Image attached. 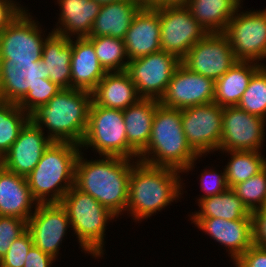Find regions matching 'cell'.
<instances>
[{"mask_svg":"<svg viewBox=\"0 0 266 267\" xmlns=\"http://www.w3.org/2000/svg\"><path fill=\"white\" fill-rule=\"evenodd\" d=\"M104 157L102 160L85 161L79 153L74 186L94 197L118 216L127 207L129 178L133 165L127 158Z\"/></svg>","mask_w":266,"mask_h":267,"instance_id":"1","label":"cell"},{"mask_svg":"<svg viewBox=\"0 0 266 267\" xmlns=\"http://www.w3.org/2000/svg\"><path fill=\"white\" fill-rule=\"evenodd\" d=\"M153 153L154 157L150 158ZM197 157L200 156L187 142L182 128L181 110L159 104L153 117L150 140L138 160L147 165L184 172L193 168Z\"/></svg>","mask_w":266,"mask_h":267,"instance_id":"2","label":"cell"},{"mask_svg":"<svg viewBox=\"0 0 266 267\" xmlns=\"http://www.w3.org/2000/svg\"><path fill=\"white\" fill-rule=\"evenodd\" d=\"M92 93L80 89H62L46 105L30 114V120L50 131L54 142H71L80 146L88 124Z\"/></svg>","mask_w":266,"mask_h":267,"instance_id":"3","label":"cell"},{"mask_svg":"<svg viewBox=\"0 0 266 267\" xmlns=\"http://www.w3.org/2000/svg\"><path fill=\"white\" fill-rule=\"evenodd\" d=\"M129 178L127 211L137 219L148 218L181 195L178 173L167 167L147 165L137 161Z\"/></svg>","mask_w":266,"mask_h":267,"instance_id":"4","label":"cell"},{"mask_svg":"<svg viewBox=\"0 0 266 267\" xmlns=\"http://www.w3.org/2000/svg\"><path fill=\"white\" fill-rule=\"evenodd\" d=\"M80 147L71 142L53 141L45 150L36 167L26 176L37 204L61 203L66 192L74 186ZM49 193H52L51 198L47 199Z\"/></svg>","mask_w":266,"mask_h":267,"instance_id":"5","label":"cell"},{"mask_svg":"<svg viewBox=\"0 0 266 267\" xmlns=\"http://www.w3.org/2000/svg\"><path fill=\"white\" fill-rule=\"evenodd\" d=\"M61 205L67 211L70 225L83 250L96 257L103 254L105 227L107 221L116 215L75 186L66 192Z\"/></svg>","mask_w":266,"mask_h":267,"instance_id":"6","label":"cell"},{"mask_svg":"<svg viewBox=\"0 0 266 267\" xmlns=\"http://www.w3.org/2000/svg\"><path fill=\"white\" fill-rule=\"evenodd\" d=\"M95 148L100 156L128 159V142L123 110L98 106L93 100L89 108L88 124L82 147Z\"/></svg>","mask_w":266,"mask_h":267,"instance_id":"7","label":"cell"},{"mask_svg":"<svg viewBox=\"0 0 266 267\" xmlns=\"http://www.w3.org/2000/svg\"><path fill=\"white\" fill-rule=\"evenodd\" d=\"M158 14L161 51L172 53L180 60L207 34L185 5L158 6Z\"/></svg>","mask_w":266,"mask_h":267,"instance_id":"8","label":"cell"},{"mask_svg":"<svg viewBox=\"0 0 266 267\" xmlns=\"http://www.w3.org/2000/svg\"><path fill=\"white\" fill-rule=\"evenodd\" d=\"M236 14L223 34L227 37L237 61L255 62L266 57V9ZM237 15V16H236Z\"/></svg>","mask_w":266,"mask_h":267,"instance_id":"9","label":"cell"},{"mask_svg":"<svg viewBox=\"0 0 266 267\" xmlns=\"http://www.w3.org/2000/svg\"><path fill=\"white\" fill-rule=\"evenodd\" d=\"M180 64L176 55L158 51L130 60L126 72L141 98L160 100Z\"/></svg>","mask_w":266,"mask_h":267,"instance_id":"10","label":"cell"},{"mask_svg":"<svg viewBox=\"0 0 266 267\" xmlns=\"http://www.w3.org/2000/svg\"><path fill=\"white\" fill-rule=\"evenodd\" d=\"M222 112L223 107L215 102L181 109V123L187 142L200 157L219 149Z\"/></svg>","mask_w":266,"mask_h":267,"instance_id":"11","label":"cell"},{"mask_svg":"<svg viewBox=\"0 0 266 267\" xmlns=\"http://www.w3.org/2000/svg\"><path fill=\"white\" fill-rule=\"evenodd\" d=\"M237 62L227 37L223 33H207L181 59L189 71L216 81Z\"/></svg>","mask_w":266,"mask_h":267,"instance_id":"12","label":"cell"},{"mask_svg":"<svg viewBox=\"0 0 266 267\" xmlns=\"http://www.w3.org/2000/svg\"><path fill=\"white\" fill-rule=\"evenodd\" d=\"M265 121L237 106L223 107L222 138L219 150L259 151L264 139Z\"/></svg>","mask_w":266,"mask_h":267,"instance_id":"13","label":"cell"},{"mask_svg":"<svg viewBox=\"0 0 266 267\" xmlns=\"http://www.w3.org/2000/svg\"><path fill=\"white\" fill-rule=\"evenodd\" d=\"M23 10L0 31V59L39 61L45 40L35 21ZM40 32V33H39Z\"/></svg>","mask_w":266,"mask_h":267,"instance_id":"14","label":"cell"},{"mask_svg":"<svg viewBox=\"0 0 266 267\" xmlns=\"http://www.w3.org/2000/svg\"><path fill=\"white\" fill-rule=\"evenodd\" d=\"M215 81L189 71L180 64L159 103L168 108L185 109L213 102Z\"/></svg>","mask_w":266,"mask_h":267,"instance_id":"15","label":"cell"},{"mask_svg":"<svg viewBox=\"0 0 266 267\" xmlns=\"http://www.w3.org/2000/svg\"><path fill=\"white\" fill-rule=\"evenodd\" d=\"M69 225L67 211L61 203L36 204L27 221V230L31 233L33 245L56 259Z\"/></svg>","mask_w":266,"mask_h":267,"instance_id":"16","label":"cell"},{"mask_svg":"<svg viewBox=\"0 0 266 267\" xmlns=\"http://www.w3.org/2000/svg\"><path fill=\"white\" fill-rule=\"evenodd\" d=\"M46 79L45 62L0 59V101L19 103L32 87Z\"/></svg>","mask_w":266,"mask_h":267,"instance_id":"17","label":"cell"},{"mask_svg":"<svg viewBox=\"0 0 266 267\" xmlns=\"http://www.w3.org/2000/svg\"><path fill=\"white\" fill-rule=\"evenodd\" d=\"M43 135V129L29 120L10 150L1 159V165L8 171L26 177L36 167L45 150L53 142L49 137Z\"/></svg>","mask_w":266,"mask_h":267,"instance_id":"18","label":"cell"},{"mask_svg":"<svg viewBox=\"0 0 266 267\" xmlns=\"http://www.w3.org/2000/svg\"><path fill=\"white\" fill-rule=\"evenodd\" d=\"M127 61L161 51L158 6H142L126 32Z\"/></svg>","mask_w":266,"mask_h":267,"instance_id":"19","label":"cell"},{"mask_svg":"<svg viewBox=\"0 0 266 267\" xmlns=\"http://www.w3.org/2000/svg\"><path fill=\"white\" fill-rule=\"evenodd\" d=\"M198 228L226 246L236 261L253 245V218L226 220L222 218H191Z\"/></svg>","mask_w":266,"mask_h":267,"instance_id":"20","label":"cell"},{"mask_svg":"<svg viewBox=\"0 0 266 267\" xmlns=\"http://www.w3.org/2000/svg\"><path fill=\"white\" fill-rule=\"evenodd\" d=\"M159 100L141 98L123 110L128 142V159L139 158L146 149L151 136L152 121Z\"/></svg>","mask_w":266,"mask_h":267,"instance_id":"21","label":"cell"},{"mask_svg":"<svg viewBox=\"0 0 266 267\" xmlns=\"http://www.w3.org/2000/svg\"><path fill=\"white\" fill-rule=\"evenodd\" d=\"M76 39V42L72 41L71 88L92 93L107 72L101 66L92 42L87 37Z\"/></svg>","mask_w":266,"mask_h":267,"instance_id":"22","label":"cell"},{"mask_svg":"<svg viewBox=\"0 0 266 267\" xmlns=\"http://www.w3.org/2000/svg\"><path fill=\"white\" fill-rule=\"evenodd\" d=\"M37 204L30 192L26 177L0 166V216H12L26 221L31 215L32 203Z\"/></svg>","mask_w":266,"mask_h":267,"instance_id":"23","label":"cell"},{"mask_svg":"<svg viewBox=\"0 0 266 267\" xmlns=\"http://www.w3.org/2000/svg\"><path fill=\"white\" fill-rule=\"evenodd\" d=\"M141 99L126 71L107 72L92 92V100L101 107L125 110Z\"/></svg>","mask_w":266,"mask_h":267,"instance_id":"24","label":"cell"},{"mask_svg":"<svg viewBox=\"0 0 266 267\" xmlns=\"http://www.w3.org/2000/svg\"><path fill=\"white\" fill-rule=\"evenodd\" d=\"M142 6L137 0L103 4L87 37L110 36L124 39L134 16Z\"/></svg>","mask_w":266,"mask_h":267,"instance_id":"25","label":"cell"},{"mask_svg":"<svg viewBox=\"0 0 266 267\" xmlns=\"http://www.w3.org/2000/svg\"><path fill=\"white\" fill-rule=\"evenodd\" d=\"M72 40L50 33L45 39L41 60L45 62L46 79L62 89L71 88Z\"/></svg>","mask_w":266,"mask_h":267,"instance_id":"26","label":"cell"},{"mask_svg":"<svg viewBox=\"0 0 266 267\" xmlns=\"http://www.w3.org/2000/svg\"><path fill=\"white\" fill-rule=\"evenodd\" d=\"M58 2L62 7L58 23L61 20L60 25L63 29L59 26L51 32L68 38H71L72 34H77V37H87L102 5L94 0H58Z\"/></svg>","mask_w":266,"mask_h":267,"instance_id":"27","label":"cell"},{"mask_svg":"<svg viewBox=\"0 0 266 267\" xmlns=\"http://www.w3.org/2000/svg\"><path fill=\"white\" fill-rule=\"evenodd\" d=\"M252 63L237 61L221 78L217 79L213 102L221 107L237 106L252 75L262 66Z\"/></svg>","mask_w":266,"mask_h":267,"instance_id":"28","label":"cell"},{"mask_svg":"<svg viewBox=\"0 0 266 267\" xmlns=\"http://www.w3.org/2000/svg\"><path fill=\"white\" fill-rule=\"evenodd\" d=\"M241 0H190L185 6L207 33H223Z\"/></svg>","mask_w":266,"mask_h":267,"instance_id":"29","label":"cell"},{"mask_svg":"<svg viewBox=\"0 0 266 267\" xmlns=\"http://www.w3.org/2000/svg\"><path fill=\"white\" fill-rule=\"evenodd\" d=\"M201 210L195 212L192 218H222L226 220H237L252 218V213L243 201L228 188L219 195L199 199Z\"/></svg>","mask_w":266,"mask_h":267,"instance_id":"30","label":"cell"},{"mask_svg":"<svg viewBox=\"0 0 266 267\" xmlns=\"http://www.w3.org/2000/svg\"><path fill=\"white\" fill-rule=\"evenodd\" d=\"M231 156L225 168L226 182L229 188L244 182L266 167V158L258 151H227Z\"/></svg>","mask_w":266,"mask_h":267,"instance_id":"31","label":"cell"},{"mask_svg":"<svg viewBox=\"0 0 266 267\" xmlns=\"http://www.w3.org/2000/svg\"><path fill=\"white\" fill-rule=\"evenodd\" d=\"M23 111L17 103L0 101V158L10 150L30 115Z\"/></svg>","mask_w":266,"mask_h":267,"instance_id":"32","label":"cell"},{"mask_svg":"<svg viewBox=\"0 0 266 267\" xmlns=\"http://www.w3.org/2000/svg\"><path fill=\"white\" fill-rule=\"evenodd\" d=\"M87 38L92 42L97 58L106 72L126 71L129 61L123 60L127 56L124 39L110 36Z\"/></svg>","mask_w":266,"mask_h":267,"instance_id":"33","label":"cell"},{"mask_svg":"<svg viewBox=\"0 0 266 267\" xmlns=\"http://www.w3.org/2000/svg\"><path fill=\"white\" fill-rule=\"evenodd\" d=\"M237 107L266 119V66H261L252 75Z\"/></svg>","mask_w":266,"mask_h":267,"instance_id":"34","label":"cell"},{"mask_svg":"<svg viewBox=\"0 0 266 267\" xmlns=\"http://www.w3.org/2000/svg\"><path fill=\"white\" fill-rule=\"evenodd\" d=\"M231 189L243 201L251 213L265 207L266 167L246 181L234 185Z\"/></svg>","mask_w":266,"mask_h":267,"instance_id":"35","label":"cell"},{"mask_svg":"<svg viewBox=\"0 0 266 267\" xmlns=\"http://www.w3.org/2000/svg\"><path fill=\"white\" fill-rule=\"evenodd\" d=\"M60 90L57 84L49 79L44 82H38L32 87V91H28L26 96L18 103V106L30 115L35 109L41 105H46Z\"/></svg>","mask_w":266,"mask_h":267,"instance_id":"36","label":"cell"},{"mask_svg":"<svg viewBox=\"0 0 266 267\" xmlns=\"http://www.w3.org/2000/svg\"><path fill=\"white\" fill-rule=\"evenodd\" d=\"M32 246L31 233L26 230L12 242L6 255L0 260V267H23L26 256Z\"/></svg>","mask_w":266,"mask_h":267,"instance_id":"37","label":"cell"},{"mask_svg":"<svg viewBox=\"0 0 266 267\" xmlns=\"http://www.w3.org/2000/svg\"><path fill=\"white\" fill-rule=\"evenodd\" d=\"M27 230V221L12 216H0V260L12 242Z\"/></svg>","mask_w":266,"mask_h":267,"instance_id":"38","label":"cell"},{"mask_svg":"<svg viewBox=\"0 0 266 267\" xmlns=\"http://www.w3.org/2000/svg\"><path fill=\"white\" fill-rule=\"evenodd\" d=\"M221 174H217L216 171L213 170L212 172L205 171L204 174L201 175L202 178L200 187L203 191H205L206 195H202L200 199L219 195L229 188L226 182L225 169Z\"/></svg>","mask_w":266,"mask_h":267,"instance_id":"39","label":"cell"},{"mask_svg":"<svg viewBox=\"0 0 266 267\" xmlns=\"http://www.w3.org/2000/svg\"><path fill=\"white\" fill-rule=\"evenodd\" d=\"M236 267H266V248L253 244L236 261Z\"/></svg>","mask_w":266,"mask_h":267,"instance_id":"40","label":"cell"},{"mask_svg":"<svg viewBox=\"0 0 266 267\" xmlns=\"http://www.w3.org/2000/svg\"><path fill=\"white\" fill-rule=\"evenodd\" d=\"M253 218V244L266 248V206L254 211Z\"/></svg>","mask_w":266,"mask_h":267,"instance_id":"41","label":"cell"},{"mask_svg":"<svg viewBox=\"0 0 266 267\" xmlns=\"http://www.w3.org/2000/svg\"><path fill=\"white\" fill-rule=\"evenodd\" d=\"M53 260L55 258L33 245L26 256L23 267H50Z\"/></svg>","mask_w":266,"mask_h":267,"instance_id":"42","label":"cell"},{"mask_svg":"<svg viewBox=\"0 0 266 267\" xmlns=\"http://www.w3.org/2000/svg\"><path fill=\"white\" fill-rule=\"evenodd\" d=\"M12 0H0V31L8 26L22 11Z\"/></svg>","mask_w":266,"mask_h":267,"instance_id":"43","label":"cell"},{"mask_svg":"<svg viewBox=\"0 0 266 267\" xmlns=\"http://www.w3.org/2000/svg\"><path fill=\"white\" fill-rule=\"evenodd\" d=\"M190 0H159L155 6H177L186 5Z\"/></svg>","mask_w":266,"mask_h":267,"instance_id":"44","label":"cell"},{"mask_svg":"<svg viewBox=\"0 0 266 267\" xmlns=\"http://www.w3.org/2000/svg\"><path fill=\"white\" fill-rule=\"evenodd\" d=\"M143 6H152L155 5L159 0H137Z\"/></svg>","mask_w":266,"mask_h":267,"instance_id":"45","label":"cell"},{"mask_svg":"<svg viewBox=\"0 0 266 267\" xmlns=\"http://www.w3.org/2000/svg\"><path fill=\"white\" fill-rule=\"evenodd\" d=\"M94 1H96L99 4L103 5V4H109V3L118 2V1H121V0H94Z\"/></svg>","mask_w":266,"mask_h":267,"instance_id":"46","label":"cell"}]
</instances>
